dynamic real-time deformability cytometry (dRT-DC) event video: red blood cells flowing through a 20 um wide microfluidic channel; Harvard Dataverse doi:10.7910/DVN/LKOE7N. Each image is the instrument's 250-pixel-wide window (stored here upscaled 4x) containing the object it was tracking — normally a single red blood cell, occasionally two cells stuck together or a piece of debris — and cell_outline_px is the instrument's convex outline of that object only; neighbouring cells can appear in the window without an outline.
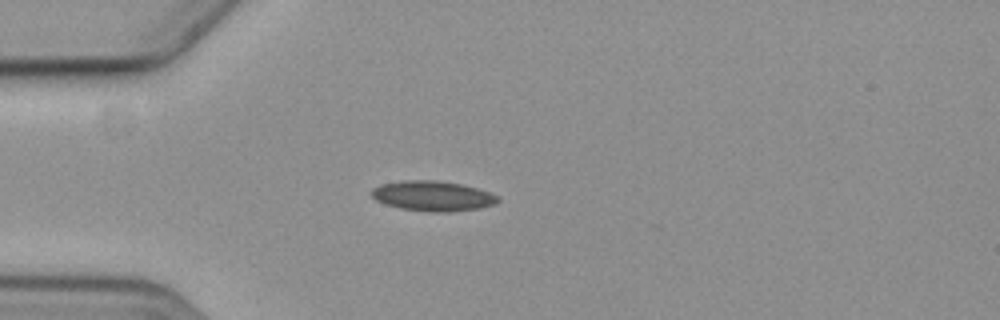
{"species": "common noctule bat (a hibernating species)", "species_latin": "Nyctalus noctula", "temperature_condition": "cold", "stored_images_in_passage": 1, "camera_frame_rate_fps": 3000, "um_per_image_px": 0.085, "animal": {"sex": "female", "body_mass_g": 19.3, "forearm_length_mm": 54.1}, "frame": {"image": 1, "passage_image": 1, "time_ms": 0.0, "image_size_px": [1000, 320], "cell_outline_px": [[500, 200], [496, 204], [480, 208], [452, 212], [428, 212], [400, 208], [384, 204], [376, 200], [372, 196], [372, 188], [380, 184], [404, 180], [436, 180], [460, 184], [476, 188], [488, 192], [496, 196]], "centroid_in_image_um": [36.76, 16.66], "position_along_channel_um": 48.2, "area_um2": 22.2}}